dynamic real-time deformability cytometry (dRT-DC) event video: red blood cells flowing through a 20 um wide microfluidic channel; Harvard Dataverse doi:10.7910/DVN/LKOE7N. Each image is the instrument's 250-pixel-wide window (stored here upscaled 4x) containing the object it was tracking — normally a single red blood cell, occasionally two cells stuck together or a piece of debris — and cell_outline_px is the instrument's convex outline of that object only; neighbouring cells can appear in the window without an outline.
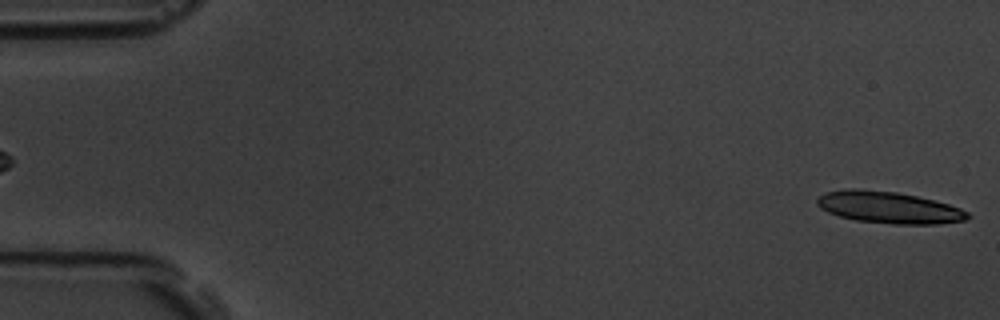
{"species": "common noctule bat (a hibernating species)", "species_latin": "Nyctalus noctula", "temperature_condition": "room temperature", "stored_images_in_passage": 5, "camera_frame_rate_fps": 3000, "um_per_image_px": 0.085, "animal": {"sex": "male", "body_mass_g": 19.5, "forearm_length_mm": 54.6}, "frame": {"image": 1, "passage_image": 5, "time_ms": 4.667, "image_size_px": [1000, 320], "cell_outline_px": [[972, 216], [964, 220], [936, 224], [892, 224], [856, 220], [840, 216], [828, 212], [820, 208], [816, 204], [816, 200], [824, 192], [844, 188], [860, 188], [896, 192], [916, 196], [948, 204], [960, 208], [968, 212]], "centroid_in_image_um": [75.5, 17.62], "position_along_channel_um": 9.5, "area_um2": 27.92}}